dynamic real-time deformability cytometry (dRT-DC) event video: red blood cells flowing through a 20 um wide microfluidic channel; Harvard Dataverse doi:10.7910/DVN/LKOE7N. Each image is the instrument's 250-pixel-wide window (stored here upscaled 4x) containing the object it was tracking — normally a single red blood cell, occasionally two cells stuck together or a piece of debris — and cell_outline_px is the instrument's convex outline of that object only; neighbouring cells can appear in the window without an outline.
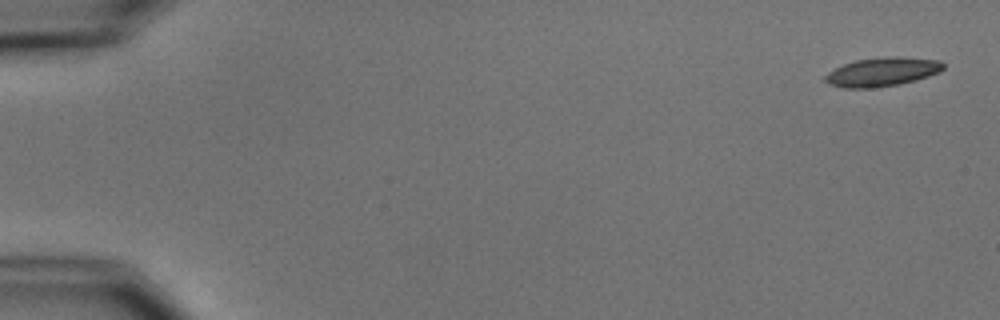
{"species": "common noctule bat (a hibernating species)", "species_latin": "Nyctalus noctula", "temperature_condition": "cold", "stored_images_in_passage": 6, "camera_frame_rate_fps": 3000, "um_per_image_px": 0.085, "animal": {"sex": "male", "body_mass_g": 15.6}, "frame": {"image": 1, "passage_image": 1, "time_ms": 0.0, "image_size_px": [1000, 320], "cell_outline_px": [[944, 68], [940, 72], [916, 80], [900, 84], [876, 88], [844, 88], [828, 84], [820, 80], [828, 72], [844, 64], [856, 60], [884, 56], [900, 56], [940, 60], [944, 64]], "centroid_in_image_um": [74.97, 6.11], "position_along_channel_um": 10.0, "area_um2": 20.23}}
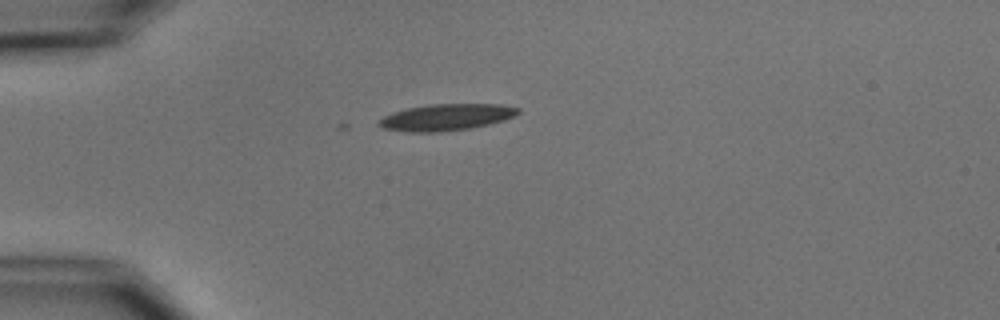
{"frame": {"image": 2, "passage_image": 4, "time_ms": 4.333, "image_size_px": [1000, 320], "cell_outline_px": [[520, 112], [504, 120], [488, 124], [468, 128], [436, 132], [408, 132], [384, 128], [376, 124], [384, 116], [392, 112], [404, 108], [428, 104], [500, 104], [520, 108]], "centroid_in_image_um": [37.9, 9.95], "position_along_channel_um": 47.1, "area_um2": 21.44}}